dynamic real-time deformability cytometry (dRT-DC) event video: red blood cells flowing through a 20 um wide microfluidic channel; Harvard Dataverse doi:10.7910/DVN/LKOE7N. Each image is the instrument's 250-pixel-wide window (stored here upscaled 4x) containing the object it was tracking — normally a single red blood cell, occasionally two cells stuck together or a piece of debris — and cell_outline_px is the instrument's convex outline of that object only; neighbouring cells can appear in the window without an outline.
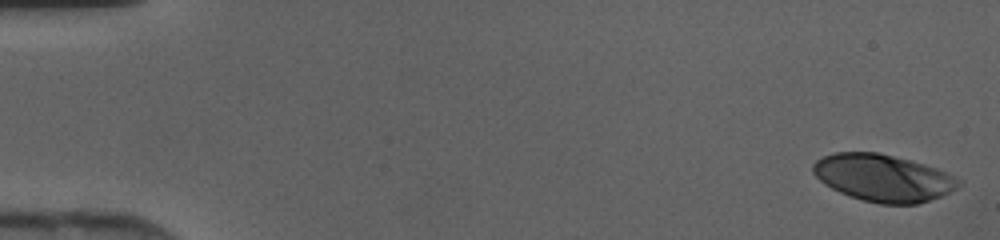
{"species": "human", "species_latin": "Homo sapiens", "temperature_condition": "cold", "stored_images_in_passage": 45, "camera_frame_rate_fps": 3000, "um_per_image_px": 0.085, "donor": {"sex": "female"}, "frame": {"image": 1, "passage_image": 1, "time_ms": 0.0, "image_size_px": [1000, 240], "cell_outline_px": [[964, 180], [956, 188], [940, 196], [916, 204], [880, 204], [848, 196], [824, 184], [812, 172], [812, 164], [816, 160], [824, 156], [836, 152], [876, 152], [924, 164], [936, 168]], "centroid_in_image_um": [75.05, 15.12], "position_along_channel_um": 10.0, "area_um2": 39.71}}
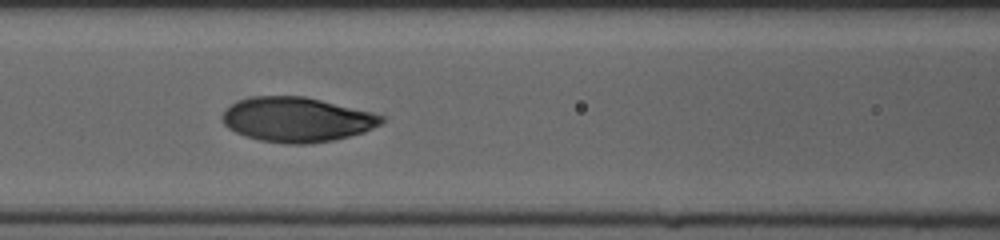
{"frame": {"image": 2, "passage_image": 20, "time_ms": 6.333, "image_size_px": [1000, 240], "cell_outline_px": [[384, 120], [380, 124], [364, 132], [332, 140], [308, 144], [288, 144], [260, 140], [244, 136], [228, 128], [224, 124], [224, 112], [232, 104], [240, 100], [256, 96], [304, 96], [372, 112], [384, 116]], "centroid_in_image_um": [25.25, 10.17], "position_along_channel_um": 141.4, "area_um2": 41.04}}
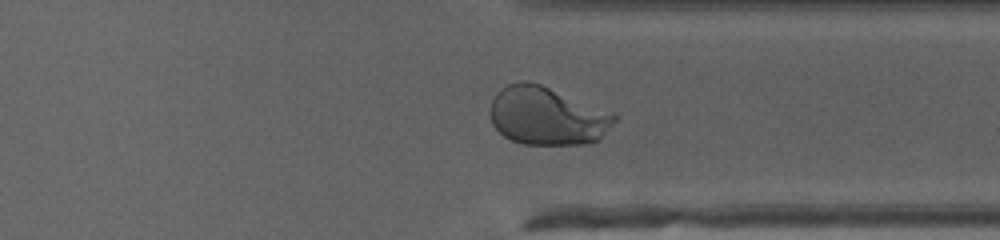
{"frame": {"image": 3, "passage_image": 35, "time_ms": 11.333, "image_size_px": [1000, 240], "cell_outline_px": [[616, 120], [600, 140], [584, 144], [524, 144], [512, 140], [504, 136], [492, 124], [488, 112], [492, 100], [496, 92], [500, 88], [508, 84], [540, 84], [616, 116]], "centroid_in_image_um": [46.44, 9.9], "position_along_channel_um": 365.0, "area_um2": 41.1}}